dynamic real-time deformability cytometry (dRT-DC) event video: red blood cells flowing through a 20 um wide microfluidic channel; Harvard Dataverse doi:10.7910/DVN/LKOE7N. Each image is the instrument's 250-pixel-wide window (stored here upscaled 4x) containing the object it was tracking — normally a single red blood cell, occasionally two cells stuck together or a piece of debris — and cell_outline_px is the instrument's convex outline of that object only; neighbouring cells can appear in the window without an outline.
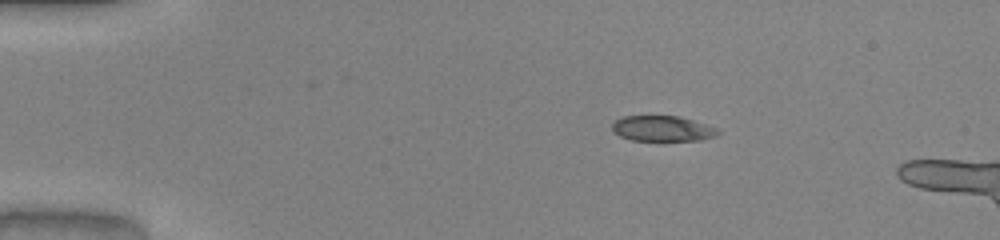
{"species": "common noctule bat (a hibernating species)", "species_latin": "Nyctalus noctula", "temperature_condition": "warm", "stored_images_in_passage": 46, "camera_frame_rate_fps": 3000, "um_per_image_px": 0.085, "animal": {"sex": "male", "body_mass_g": 20.0, "forearm_length_mm": 53.3}, "frame": {"image": 1, "passage_image": 9, "time_ms": 2.667, "image_size_px": [1000, 240], "cell_outline_px": [[720, 132], [716, 136], [700, 140], [632, 140], [620, 136], [612, 128], [612, 124], [616, 120], [624, 116], [680, 116], [716, 128]], "centroid_in_image_um": [56.31, 10.92], "position_along_channel_um": 28.7, "area_um2": 15.43}}
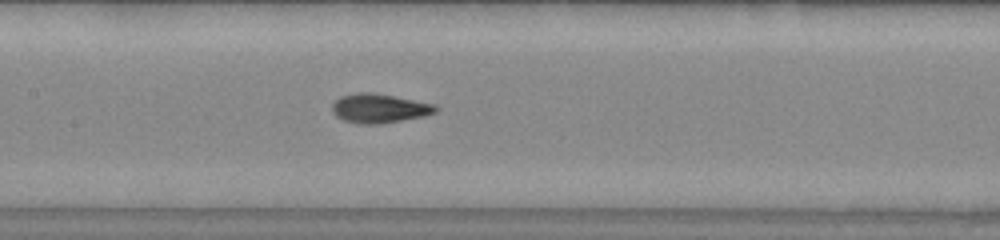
{"frame": {"image": 2, "passage_image": 25, "time_ms": 8.0, "image_size_px": [1000, 240], "cell_outline_px": [[440, 108], [436, 112], [424, 116], [380, 124], [360, 124], [344, 120], [336, 116], [332, 112], [332, 104], [340, 96], [356, 92], [372, 92], [436, 104]], "centroid_in_image_um": [32.25, 9.2], "position_along_channel_um": 175.2, "area_um2": 17.69}}
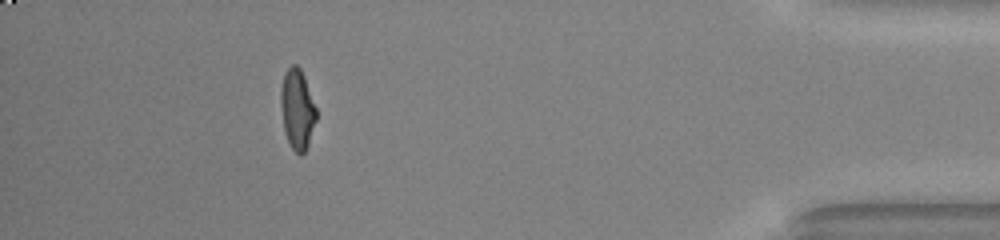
{"frame": {"image": 3, "passage_image": 46, "time_ms": 15.0, "image_size_px": [1000, 240], "cell_outline_px": [[316, 120], [308, 144], [304, 152], [300, 156], [292, 148], [284, 132], [280, 104], [280, 88], [284, 72], [292, 64], [296, 64], [300, 68], [304, 76], [316, 108]], "centroid_in_image_um": [25.24, 9.26], "position_along_channel_um": 410.0, "area_um2": 16.59}, "authors_computed_cell_mechanics": {"area_um2": 16.8198, "velocity_mm_per_s": 4.0839, "shape_relaxation_time_tau1_ms": 5.576, "shape_relaxation_time_tau2_ms": 1.3149, "deformation_change_tau1": 0.2451, "deformation_change_tau2": 0.073}}